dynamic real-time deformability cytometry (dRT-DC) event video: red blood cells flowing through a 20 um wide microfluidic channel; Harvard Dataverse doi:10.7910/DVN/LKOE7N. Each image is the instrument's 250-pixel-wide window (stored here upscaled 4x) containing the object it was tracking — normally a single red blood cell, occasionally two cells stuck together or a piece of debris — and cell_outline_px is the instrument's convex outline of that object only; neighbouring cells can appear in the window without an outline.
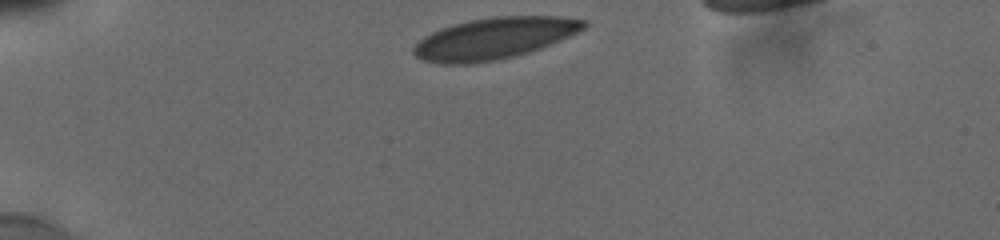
{"species": "human", "species_latin": "Homo sapiens", "temperature_condition": "cold", "stored_images_in_passage": 13, "camera_frame_rate_fps": 3000, "um_per_image_px": 0.085, "donor": {"sex": "male"}, "frame": {"image": 1, "passage_image": 1, "time_ms": 0.0, "image_size_px": [1000, 240], "cell_outline_px": [[588, 24], [584, 28], [560, 40], [540, 48], [528, 52], [496, 60], [468, 64], [444, 64], [424, 60], [416, 56], [412, 52], [412, 48], [424, 36], [440, 28], [452, 24], [468, 20], [492, 16], [560, 16], [588, 20]], "centroid_in_image_um": [41.99, 3.24], "position_along_channel_um": 43.0, "area_um2": 41.04}}
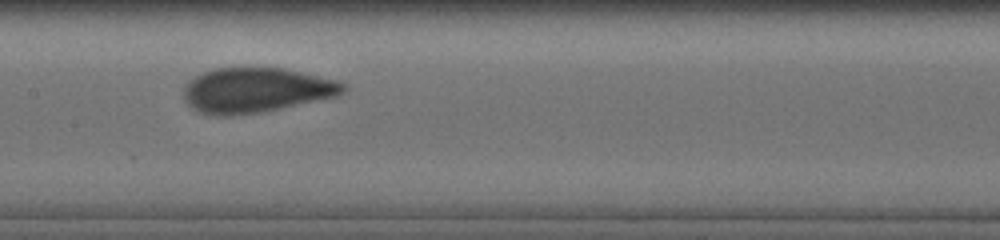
{"frame": {"image": 2, "passage_image": 9, "time_ms": 5.0, "image_size_px": [1000, 240], "cell_outline_px": [[348, 88], [344, 92], [336, 96], [280, 108], [260, 112], [232, 116], [216, 116], [200, 112], [192, 108], [184, 100], [184, 88], [188, 80], [212, 68], [284, 68], [336, 80], [344, 84]], "centroid_in_image_um": [21.73, 7.66], "position_along_channel_um": 185.7, "area_um2": 41.56}}
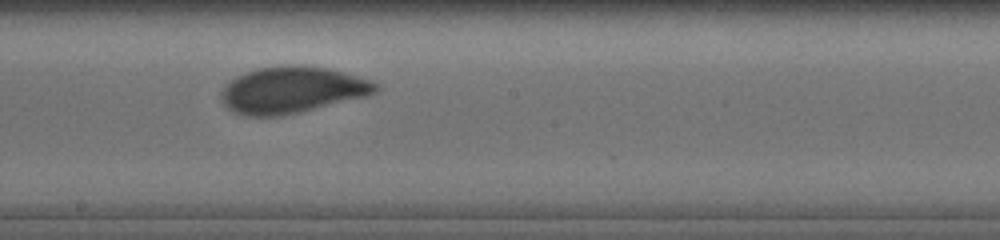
{"frame": {"image": 3, "passage_image": 11, "time_ms": 6.0, "image_size_px": [1000, 240], "cell_outline_px": [[380, 88], [376, 92], [368, 96], [300, 112], [280, 116], [248, 116], [232, 112], [220, 100], [220, 92], [224, 84], [236, 76], [260, 68], [300, 64], [328, 68], [372, 80], [380, 84]], "centroid_in_image_um": [24.83, 7.65], "position_along_channel_um": 223.4, "area_um2": 42.14}}